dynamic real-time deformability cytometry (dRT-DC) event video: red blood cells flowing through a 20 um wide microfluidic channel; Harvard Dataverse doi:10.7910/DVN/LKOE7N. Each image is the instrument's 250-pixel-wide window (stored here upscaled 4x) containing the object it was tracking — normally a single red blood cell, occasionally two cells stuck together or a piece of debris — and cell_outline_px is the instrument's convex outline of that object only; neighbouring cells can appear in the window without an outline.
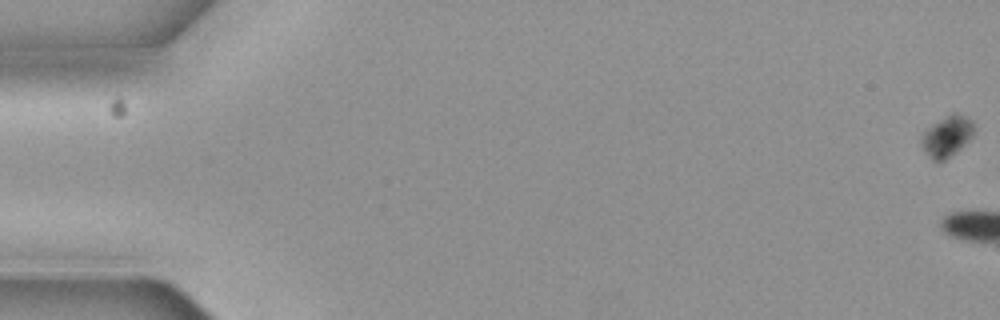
{"species": "common noctule bat (a hibernating species)", "species_latin": "Nyctalus noctula", "temperature_condition": "cold", "stored_images_in_passage": 3, "camera_frame_rate_fps": 3000, "um_per_image_px": 0.085, "animal": {"sex": "female", "body_mass_g": 19.3, "forearm_length_mm": 54.1}, "frame": {"image": 1, "passage_image": 1, "time_ms": 0.0, "image_size_px": [1000, 320], "cell_outline_px": [[976, 128], [972, 136], [956, 152], [944, 160], [932, 160], [924, 148], [920, 140], [920, 136], [932, 124], [952, 112], [956, 112], [972, 120]], "centroid_in_image_um": [80.52, 11.55], "position_along_channel_um": 4.5, "area_um2": 12.37}}